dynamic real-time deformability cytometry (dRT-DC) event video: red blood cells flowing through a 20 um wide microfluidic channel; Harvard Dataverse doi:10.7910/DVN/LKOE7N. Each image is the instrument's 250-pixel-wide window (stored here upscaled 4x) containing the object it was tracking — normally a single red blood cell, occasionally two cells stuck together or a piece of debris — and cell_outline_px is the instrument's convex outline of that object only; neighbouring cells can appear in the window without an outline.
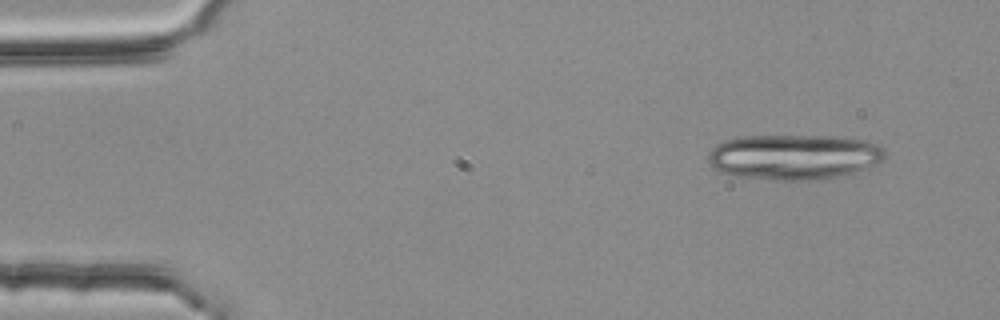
{"species": "common noctule bat (a hibernating species)", "species_latin": "Nyctalus noctula", "temperature_condition": "room temperature", "stored_images_in_passage": 3, "camera_frame_rate_fps": 3000, "um_per_image_px": 0.085, "animal": {"sex": "female", "body_mass_g": 25.1}, "frame": {"image": 1, "passage_image": 1, "time_ms": 0.0, "image_size_px": [1000, 320], "cell_outline_px": [[884, 160], [876, 164], [852, 172], [820, 180], [776, 180], [736, 176], [720, 172], [708, 164], [708, 152], [716, 144], [724, 140], [740, 136], [844, 136], [868, 140], [876, 144], [884, 152]], "centroid_in_image_um": [67.44, 13.32], "position_along_channel_um": 17.6, "area_um2": 46.93}}